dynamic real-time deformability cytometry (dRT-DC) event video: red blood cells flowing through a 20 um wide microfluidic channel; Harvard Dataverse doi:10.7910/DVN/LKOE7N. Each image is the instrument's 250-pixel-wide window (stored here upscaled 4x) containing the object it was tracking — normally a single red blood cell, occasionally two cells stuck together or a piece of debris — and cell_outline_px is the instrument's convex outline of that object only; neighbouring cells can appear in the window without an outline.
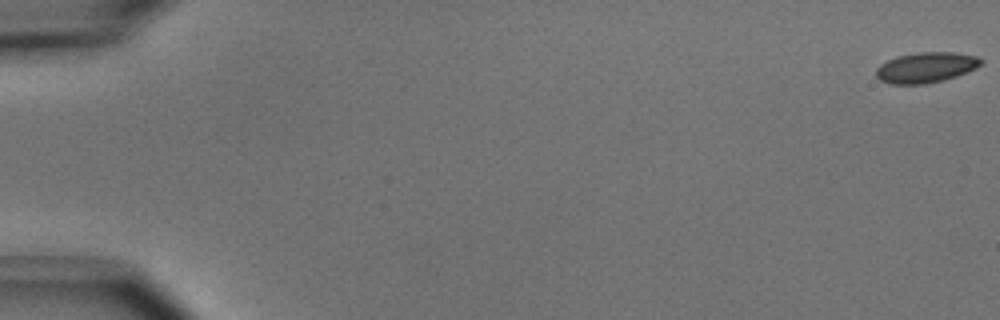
{"species": "common noctule bat (a hibernating species)", "species_latin": "Nyctalus noctula", "temperature_condition": "cold", "stored_images_in_passage": 52, "camera_frame_rate_fps": 3000, "um_per_image_px": 0.085, "animal": {"sex": "male", "body_mass_g": 15.6}, "frame": {"image": 1, "passage_image": 1, "time_ms": 0.0, "image_size_px": [1000, 320], "cell_outline_px": [[984, 60], [976, 68], [956, 76], [944, 80], [924, 84], [888, 84], [880, 80], [876, 76], [876, 68], [880, 64], [896, 56], [920, 52], [952, 52], [976, 56]], "centroid_in_image_um": [78.68, 5.74], "position_along_channel_um": 6.3, "area_um2": 18.61}}
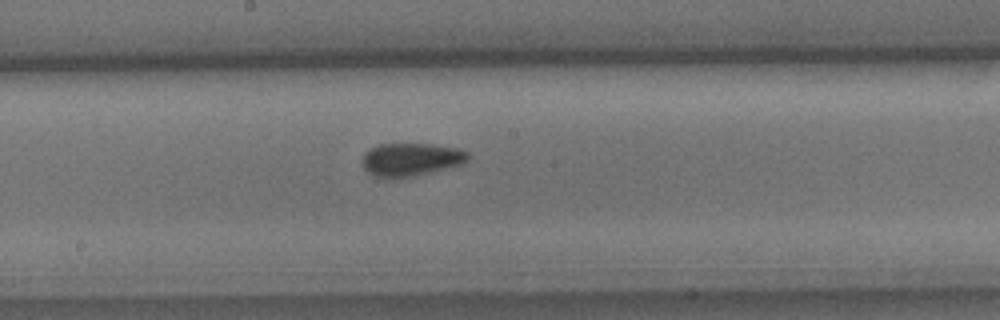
{"frame": {"image": 2, "passage_image": 29, "time_ms": 9.333, "image_size_px": [1000, 320], "cell_outline_px": [[468, 160], [460, 164], [416, 176], [388, 180], [372, 176], [364, 168], [364, 152], [368, 148], [380, 144], [432, 144], [460, 148], [468, 152]], "centroid_in_image_um": [34.89, 13.57], "position_along_channel_um": 213.3, "area_um2": 20.63}}
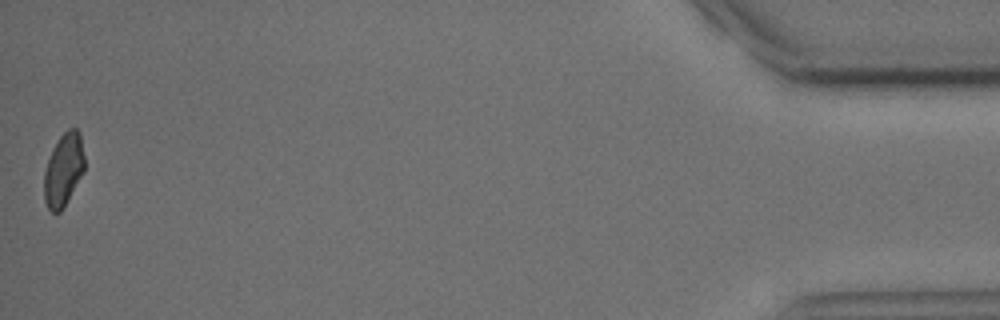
{"frame": {"image": 3, "passage_image": 52, "time_ms": 17.0, "image_size_px": [1000, 320], "cell_outline_px": [[84, 172], [60, 212], [52, 212], [48, 208], [44, 200], [44, 172], [52, 148], [60, 136], [68, 128], [76, 128], [80, 132], [84, 156]], "centroid_in_image_um": [5.4, 14.4], "position_along_channel_um": 429.8, "area_um2": 17.11}, "authors_computed_cell_mechanics": {"area_um2": 19.2185, "velocity_mm_per_s": 3.9462, "shape_relaxation_time_tau1_ms": 2.5183, "shape_relaxation_time_tau2_ms": 4.0186, "deformation_change_tau1": 0.0733, "deformation_change_tau2": 0.0597}}